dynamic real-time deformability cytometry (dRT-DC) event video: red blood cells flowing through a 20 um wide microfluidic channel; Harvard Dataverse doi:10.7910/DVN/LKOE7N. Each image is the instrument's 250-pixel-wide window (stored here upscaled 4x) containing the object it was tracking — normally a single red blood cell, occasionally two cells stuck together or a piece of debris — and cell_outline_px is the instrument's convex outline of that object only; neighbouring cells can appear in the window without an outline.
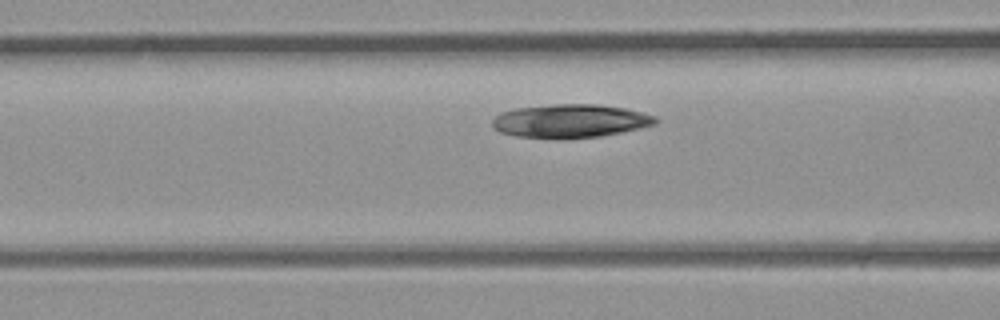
{"species": "common noctule bat (a hibernating species)", "species_latin": "Nyctalus noctula", "temperature_condition": "room temperature", "stored_images_in_passage": 4, "segment_of_instrument_passage": [2, 2], "camera_frame_rate_fps": 3000, "um_per_image_px": 0.085, "animal": {"sex": "male", "body_mass_g": 23.1, "forearm_length_mm": 52.7}, "frame": {"image": 1, "passage_image": 4, "time_ms": 1.0, "image_size_px": [1000, 320], "cell_outline_px": [[660, 120], [656, 124], [640, 128], [600, 136], [516, 136], [500, 132], [492, 124], [492, 120], [500, 112], [516, 108], [552, 104], [596, 104], [624, 108], [656, 116]], "centroid_in_image_um": [48.5, 10.24], "position_along_channel_um": 118.1, "area_um2": 30.87}}